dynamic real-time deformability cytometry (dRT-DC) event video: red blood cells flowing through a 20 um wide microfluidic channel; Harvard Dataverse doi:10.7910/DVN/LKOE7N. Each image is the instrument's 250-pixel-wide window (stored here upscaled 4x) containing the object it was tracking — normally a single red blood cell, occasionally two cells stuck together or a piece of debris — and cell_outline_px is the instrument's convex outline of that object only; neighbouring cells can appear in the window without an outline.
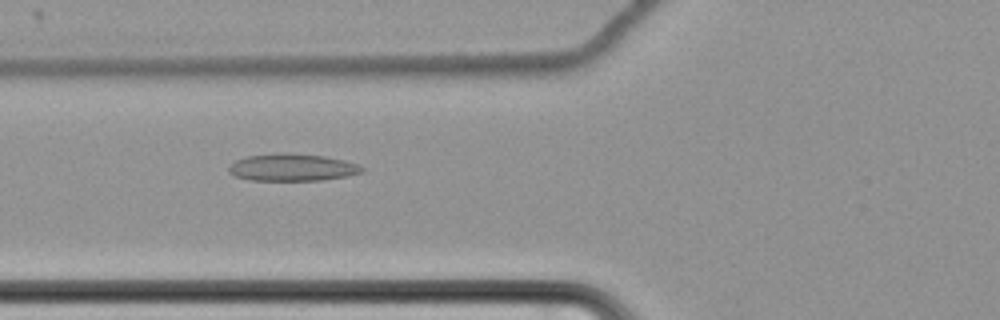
{"species": "common noctule bat (a hibernating species)", "species_latin": "Nyctalus noctula", "temperature_condition": "cold", "stored_images_in_passage": 43, "camera_frame_rate_fps": 3000, "um_per_image_px": 0.085, "animal": {"sex": "female", "body_mass_g": 22.7, "forearm_length_mm": 54.2}, "frame": {"image": 1, "passage_image": 7, "time_ms": 2.0, "image_size_px": [1000, 320], "cell_outline_px": [[364, 172], [348, 176], [320, 180], [248, 180], [236, 176], [228, 172], [228, 168], [236, 160], [248, 156], [284, 152], [324, 156], [344, 160], [360, 164], [364, 168]], "centroid_in_image_um": [24.88, 14.23], "position_along_channel_um": 100.9, "area_um2": 21.15}}
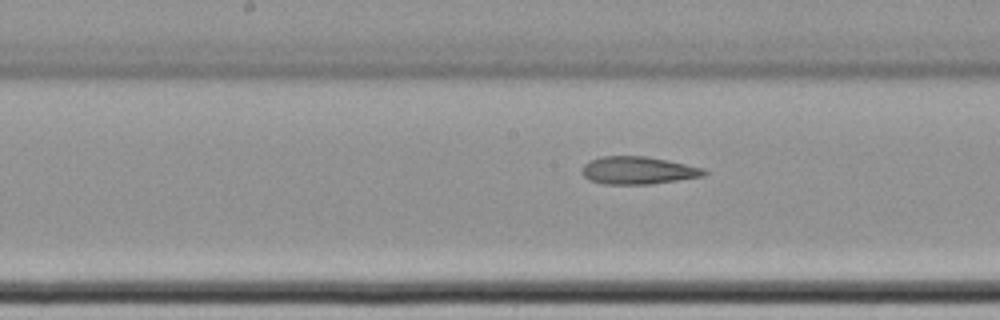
{"frame": {"image": 2, "passage_image": 15, "time_ms": 4.667, "image_size_px": [1000, 320], "cell_outline_px": [[708, 172], [704, 176], [652, 184], [604, 184], [588, 180], [580, 172], [580, 168], [588, 160], [600, 156], [644, 156], [668, 160], [704, 168]], "centroid_in_image_um": [54.19, 14.48], "position_along_channel_um": 194.0, "area_um2": 19.94}}
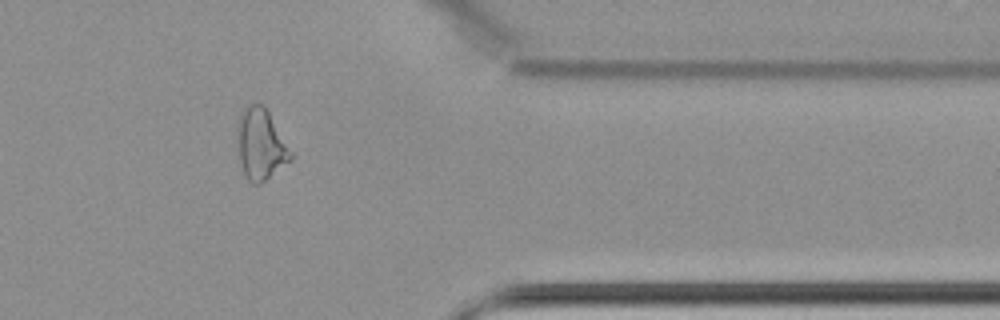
{"frame": {"image": 3, "passage_image": 33, "time_ms": 10.667, "image_size_px": [1000, 320], "cell_outline_px": [[292, 160], [260, 184], [252, 184], [244, 176], [240, 160], [240, 112], [248, 104], [260, 104], [268, 108], [292, 152]], "centroid_in_image_um": [22.22, 12.27], "position_along_channel_um": 389.2, "area_um2": 21.73}, "authors_computed_cell_mechanics": {"area_um2": 20.4612, "velocity_mm_per_s": 3.4777, "shape_relaxation_time_tau1_ms": null, "shape_relaxation_time_tau2_ms": 7.7916, "deformation_change_tau1": null, "deformation_change_tau2": 0.1968}}